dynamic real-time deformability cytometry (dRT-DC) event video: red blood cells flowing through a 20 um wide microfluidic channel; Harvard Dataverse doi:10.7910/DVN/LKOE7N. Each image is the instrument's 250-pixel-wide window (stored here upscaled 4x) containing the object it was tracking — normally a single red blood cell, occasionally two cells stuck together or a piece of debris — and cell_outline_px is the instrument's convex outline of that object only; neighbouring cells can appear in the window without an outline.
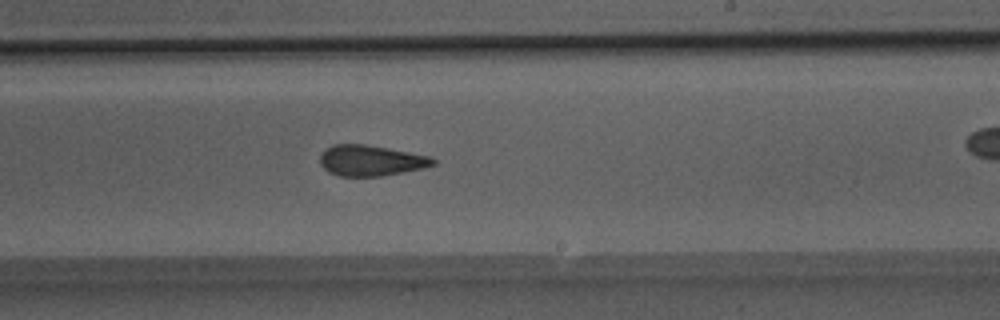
{"species": "Egyptian fruit bat (a non-hibernating species)", "species_latin": "Rousettus aegyptiacus", "temperature_condition": "room temperature", "stored_images_in_passage": 51, "camera_frame_rate_fps": 3000, "um_per_image_px": 0.085, "animal": {"sex": "male"}, "frame": {"image": 1, "passage_image": 30, "time_ms": 9.667, "image_size_px": [1000, 320], "cell_outline_px": [[436, 164], [424, 168], [384, 176], [340, 176], [328, 172], [320, 164], [320, 156], [324, 148], [332, 144], [364, 144], [388, 148], [428, 156], [436, 160]], "centroid_in_image_um": [31.49, 13.65], "position_along_channel_um": 257.5, "area_um2": 20.35}, "authors_computed_cell_mechanics": {"area_um2": 20.808, "velocity_mm_per_s": 4.0061, "shape_relaxation_time_tau1_ms": null, "shape_relaxation_time_tau2_ms": 2.1825, "deformation_change_tau1": null, "deformation_change_tau2": 0.0876}}